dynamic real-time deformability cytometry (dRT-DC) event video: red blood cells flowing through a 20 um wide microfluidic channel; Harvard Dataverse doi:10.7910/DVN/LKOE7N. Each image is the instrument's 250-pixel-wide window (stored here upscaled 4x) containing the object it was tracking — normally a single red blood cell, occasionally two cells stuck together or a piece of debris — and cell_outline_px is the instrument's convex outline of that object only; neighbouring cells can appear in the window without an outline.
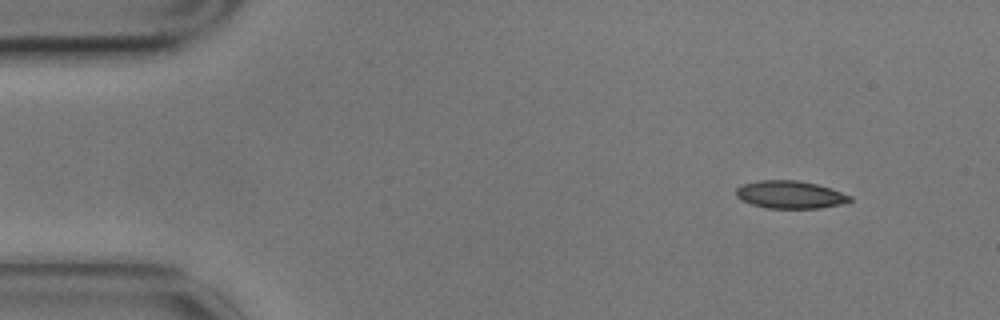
{"species": "common noctule bat (a hibernating species)", "species_latin": "Nyctalus noctula", "temperature_condition": "cold", "stored_images_in_passage": 3, "camera_frame_rate_fps": 3000, "um_per_image_px": 0.085, "animal": {"sex": "male", "body_mass_g": 17.9}, "frame": {"image": 1, "passage_image": 1, "time_ms": 0.0, "image_size_px": [1000, 320], "cell_outline_px": [[852, 200], [840, 204], [820, 208], [768, 208], [752, 204], [740, 200], [736, 196], [736, 188], [744, 184], [760, 180], [800, 180], [816, 184], [852, 196]], "centroid_in_image_um": [67.13, 16.54], "position_along_channel_um": 17.9, "area_um2": 18.21}}
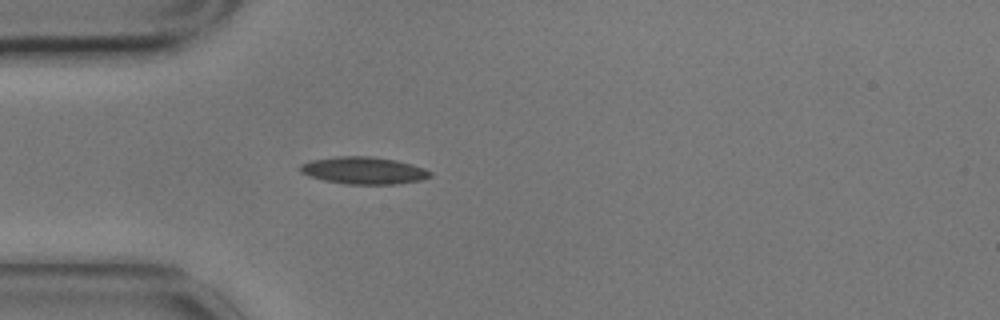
{"frame": {"image": 2, "passage_image": 3, "time_ms": 0.667, "image_size_px": [1000, 320], "cell_outline_px": [[432, 176], [420, 180], [396, 184], [348, 184], [324, 180], [308, 176], [300, 172], [300, 164], [312, 160], [336, 156], [372, 156], [396, 160], [412, 164], [424, 168], [432, 172]], "centroid_in_image_um": [30.92, 14.48], "position_along_channel_um": 54.1, "area_um2": 20.63}}